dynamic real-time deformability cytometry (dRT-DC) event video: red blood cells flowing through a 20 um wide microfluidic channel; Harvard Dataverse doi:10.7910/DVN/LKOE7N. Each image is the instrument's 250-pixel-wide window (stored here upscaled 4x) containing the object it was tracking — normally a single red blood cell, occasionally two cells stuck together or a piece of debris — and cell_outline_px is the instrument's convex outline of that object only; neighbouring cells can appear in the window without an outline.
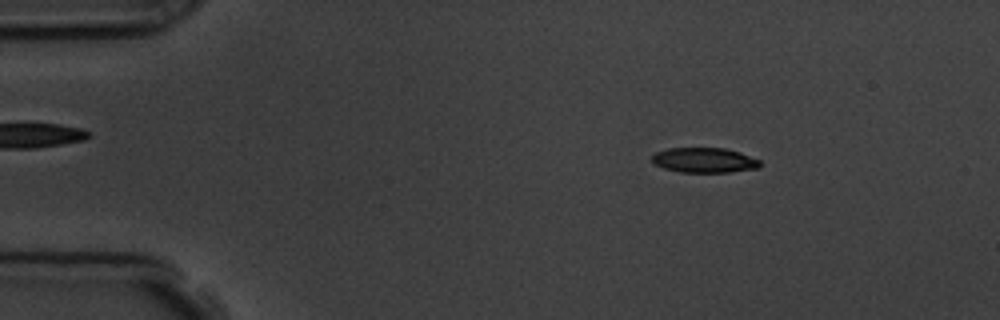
{"species": "common noctule bat (a hibernating species)", "species_latin": "Nyctalus noctula", "temperature_condition": "room temperature", "stored_images_in_passage": 4, "camera_frame_rate_fps": 3000, "um_per_image_px": 0.085, "animal": {"sex": "male", "body_mass_g": 19.5, "forearm_length_mm": 54.6}, "frame": {"image": 1, "passage_image": 2, "time_ms": 1.0, "image_size_px": [1000, 320], "cell_outline_px": [[760, 168], [728, 172], [680, 172], [664, 168], [656, 164], [652, 160], [652, 156], [656, 152], [668, 148], [724, 148], [740, 152], [760, 160]], "centroid_in_image_um": [59.89, 13.61], "position_along_channel_um": 25.1, "area_um2": 15.66}}